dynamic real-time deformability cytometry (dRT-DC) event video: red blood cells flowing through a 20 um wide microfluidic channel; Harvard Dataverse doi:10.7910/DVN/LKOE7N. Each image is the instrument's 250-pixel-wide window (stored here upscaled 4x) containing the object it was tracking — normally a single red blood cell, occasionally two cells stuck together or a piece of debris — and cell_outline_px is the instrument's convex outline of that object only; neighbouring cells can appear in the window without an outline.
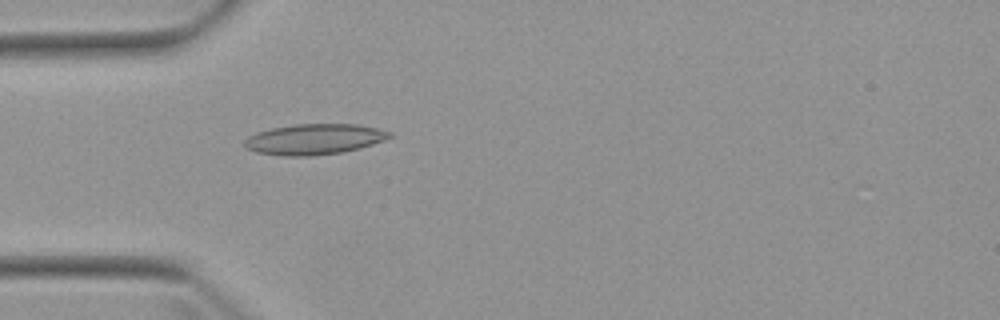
{"species": "Egyptian fruit bat (a non-hibernating species)", "species_latin": "Rousettus aegyptiacus", "temperature_condition": "warm", "stored_images_in_passage": 4, "camera_frame_rate_fps": 3000, "um_per_image_px": 0.085, "animal": {"sex": "female"}, "frame": {"image": 1, "passage_image": 4, "time_ms": 4.667, "image_size_px": [1000, 320], "cell_outline_px": [[392, 136], [384, 140], [360, 148], [344, 152], [312, 156], [284, 156], [256, 152], [244, 148], [244, 140], [248, 136], [256, 132], [272, 128], [296, 124], [356, 124], [376, 128], [392, 132]], "centroid_in_image_um": [26.69, 11.84], "position_along_channel_um": 58.3, "area_um2": 26.01}}